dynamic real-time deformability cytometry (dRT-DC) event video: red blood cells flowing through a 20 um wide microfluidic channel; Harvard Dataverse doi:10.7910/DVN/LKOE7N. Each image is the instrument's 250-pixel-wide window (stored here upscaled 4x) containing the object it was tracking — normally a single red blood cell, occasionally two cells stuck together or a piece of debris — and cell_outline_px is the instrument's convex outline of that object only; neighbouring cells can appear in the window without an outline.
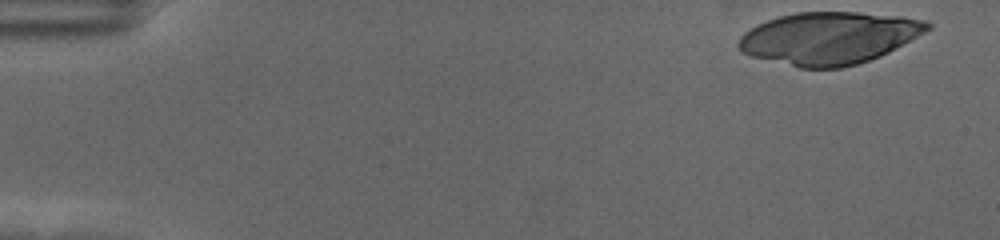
{"species": "human", "species_latin": "Homo sapiens", "temperature_condition": "cold", "stored_images_in_passage": 41, "camera_frame_rate_fps": 3000, "um_per_image_px": 0.085, "donor": {"sex": "female"}, "frame": {"image": 1, "passage_image": 1, "time_ms": 0.0, "image_size_px": [1000, 240], "cell_outline_px": [[932, 28], [888, 52], [880, 56], [856, 64], [840, 68], [800, 68], [752, 56], [744, 52], [736, 44], [740, 36], [744, 32], [756, 24], [780, 16], [796, 12], [860, 12], [904, 16], [928, 20], [932, 24]], "centroid_in_image_um": [70.49, 3.22], "position_along_channel_um": 14.5, "area_um2": 57.51}}